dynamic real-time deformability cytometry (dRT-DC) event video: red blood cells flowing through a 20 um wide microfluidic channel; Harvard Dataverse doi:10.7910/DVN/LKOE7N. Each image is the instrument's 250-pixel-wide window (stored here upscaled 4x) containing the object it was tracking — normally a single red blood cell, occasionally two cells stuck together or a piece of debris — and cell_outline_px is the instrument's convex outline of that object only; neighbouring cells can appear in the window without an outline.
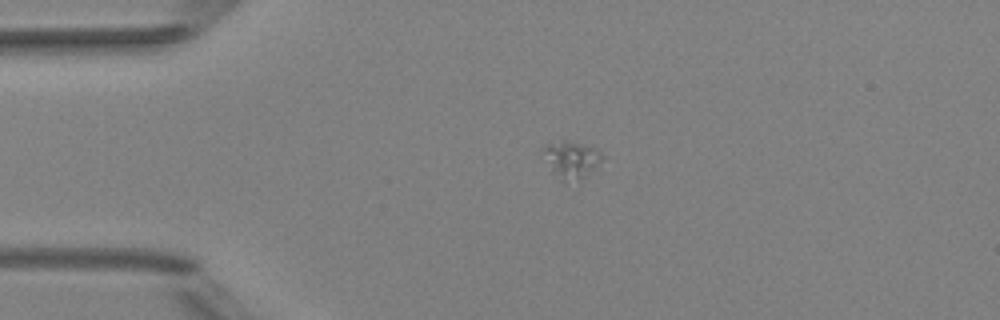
{"species": "Egyptian fruit bat (a non-hibernating species)", "species_latin": "Rousettus aegyptiacus", "temperature_condition": "room temperature", "stored_images_in_passage": 6, "camera_frame_rate_fps": 3000, "um_per_image_px": 0.085, "animal": {"sex": "female"}, "frame": {"image": 1, "passage_image": 4, "time_ms": 3.667, "image_size_px": [1000, 320], "cell_outline_px": [[604, 156], [596, 168], [580, 176], [564, 180], [552, 172], [540, 152], [540, 148], [544, 144], [564, 140], [596, 148]], "centroid_in_image_um": [48.49, 13.48], "position_along_channel_um": 36.5, "area_um2": 12.31}}